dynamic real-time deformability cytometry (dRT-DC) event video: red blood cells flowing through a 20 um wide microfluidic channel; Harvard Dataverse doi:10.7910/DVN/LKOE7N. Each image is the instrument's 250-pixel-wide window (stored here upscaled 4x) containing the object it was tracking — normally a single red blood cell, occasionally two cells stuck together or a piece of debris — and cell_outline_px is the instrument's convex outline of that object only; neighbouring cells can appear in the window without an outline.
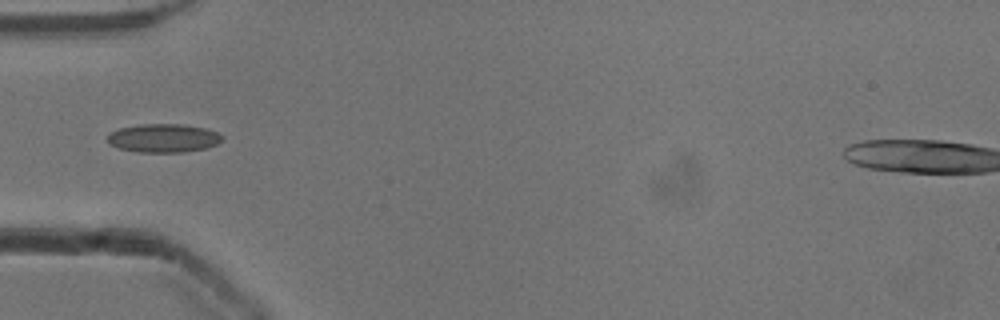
{"species": "common noctule bat (a hibernating species)", "species_latin": "Nyctalus noctula", "temperature_condition": "cold", "stored_images_in_passage": 6, "camera_frame_rate_fps": 3000, "um_per_image_px": 0.085, "animal": {"sex": "male", "body_mass_g": 13.3}, "frame": {"image": 1, "passage_image": 1, "time_ms": 0.0, "image_size_px": [1000, 320], "cell_outline_px": [[224, 136], [216, 144], [204, 148], [184, 152], [140, 152], [120, 148], [108, 144], [108, 136], [112, 132], [120, 128], [140, 124], [184, 124], [204, 128], [216, 132]], "centroid_in_image_um": [13.89, 11.73], "position_along_channel_um": 71.1, "area_um2": 18.84}}